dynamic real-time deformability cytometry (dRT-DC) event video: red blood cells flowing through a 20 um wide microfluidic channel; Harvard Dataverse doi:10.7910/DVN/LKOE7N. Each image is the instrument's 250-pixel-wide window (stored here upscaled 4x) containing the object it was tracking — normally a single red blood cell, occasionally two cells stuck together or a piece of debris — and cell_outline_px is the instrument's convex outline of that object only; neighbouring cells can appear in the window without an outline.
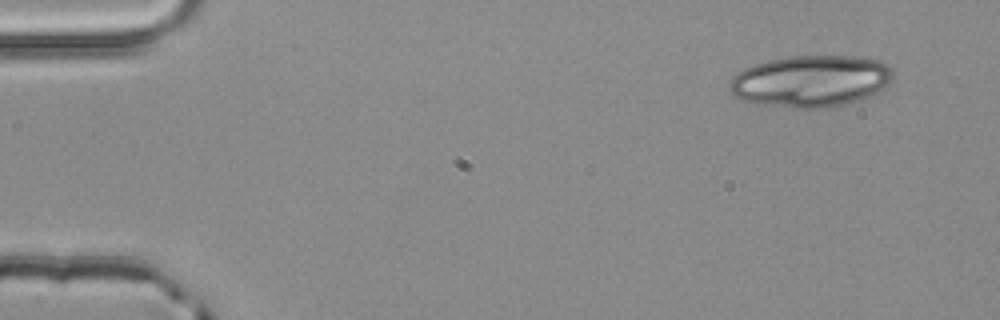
{"species": "common noctule bat (a hibernating species)", "species_latin": "Nyctalus noctula", "temperature_condition": "room temperature", "stored_images_in_passage": 3, "camera_frame_rate_fps": 3000, "um_per_image_px": 0.085, "animal": {"sex": "male", "body_mass_g": 20.4}, "frame": {"image": 1, "passage_image": 1, "time_ms": 0.0, "image_size_px": [1000, 320], "cell_outline_px": [[896, 76], [884, 88], [872, 96], [828, 108], [792, 108], [740, 100], [728, 88], [728, 84], [732, 76], [744, 68], [768, 60], [788, 56], [856, 56], [880, 60], [888, 64], [892, 68]], "centroid_in_image_um": [68.96, 6.88], "position_along_channel_um": 16.0, "area_um2": 49.65}}